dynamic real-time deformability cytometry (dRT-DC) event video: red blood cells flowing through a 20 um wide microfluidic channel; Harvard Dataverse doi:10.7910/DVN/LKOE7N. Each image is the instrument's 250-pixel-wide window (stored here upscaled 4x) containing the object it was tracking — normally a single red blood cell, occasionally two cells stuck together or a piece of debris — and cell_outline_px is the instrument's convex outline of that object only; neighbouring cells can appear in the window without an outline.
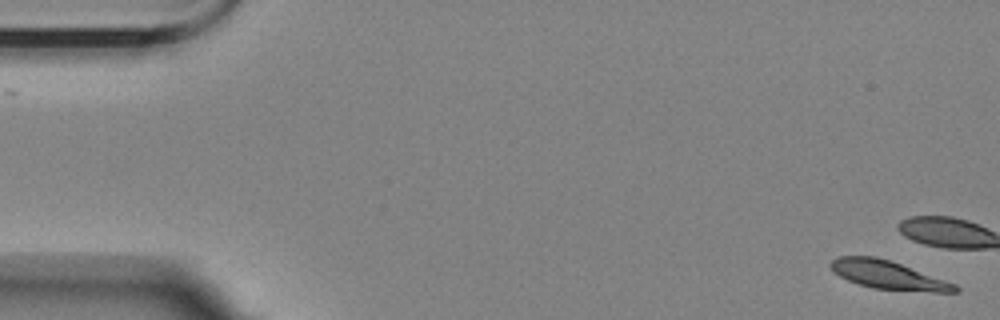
{"species": "Egyptian fruit bat (a non-hibernating species)", "species_latin": "Rousettus aegyptiacus", "temperature_condition": "room temperature", "stored_images_in_passage": 2, "camera_frame_rate_fps": 3000, "um_per_image_px": 0.085, "animal": {"sex": "female"}, "frame": {"image": 1, "passage_image": 2, "time_ms": 1.0, "image_size_px": [1000, 320], "cell_outline_px": [[960, 292], [932, 292], [872, 288], [848, 280], [832, 272], [828, 264], [832, 260], [840, 256], [876, 256], [900, 264], [956, 284], [960, 288]], "centroid_in_image_um": [75.47, 23.38], "position_along_channel_um": 9.5, "area_um2": 20.4}}